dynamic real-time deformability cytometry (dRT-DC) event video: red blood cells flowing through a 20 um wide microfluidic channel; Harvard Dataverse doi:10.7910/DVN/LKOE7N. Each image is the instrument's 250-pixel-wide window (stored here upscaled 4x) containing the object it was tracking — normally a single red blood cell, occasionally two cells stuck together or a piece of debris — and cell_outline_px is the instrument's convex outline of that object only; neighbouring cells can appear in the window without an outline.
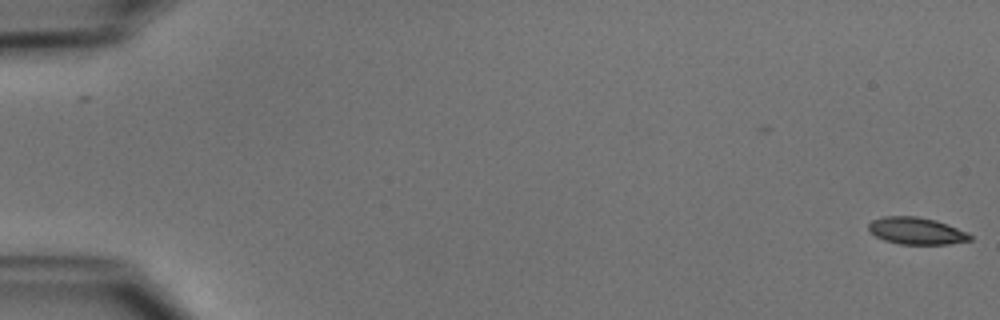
{"species": "common noctule bat (a hibernating species)", "species_latin": "Nyctalus noctula", "temperature_condition": "cold", "stored_images_in_passage": 11, "camera_frame_rate_fps": 3000, "um_per_image_px": 0.085, "animal": {"sex": "male", "body_mass_g": 15.6}, "frame": {"image": 1, "passage_image": 1, "time_ms": 0.0, "image_size_px": [1000, 320], "cell_outline_px": [[972, 240], [948, 244], [900, 244], [884, 240], [876, 236], [868, 228], [868, 224], [872, 220], [884, 216], [916, 216], [936, 220], [968, 232], [972, 236]], "centroid_in_image_um": [77.91, 19.62], "position_along_channel_um": 7.1, "area_um2": 15.95}}